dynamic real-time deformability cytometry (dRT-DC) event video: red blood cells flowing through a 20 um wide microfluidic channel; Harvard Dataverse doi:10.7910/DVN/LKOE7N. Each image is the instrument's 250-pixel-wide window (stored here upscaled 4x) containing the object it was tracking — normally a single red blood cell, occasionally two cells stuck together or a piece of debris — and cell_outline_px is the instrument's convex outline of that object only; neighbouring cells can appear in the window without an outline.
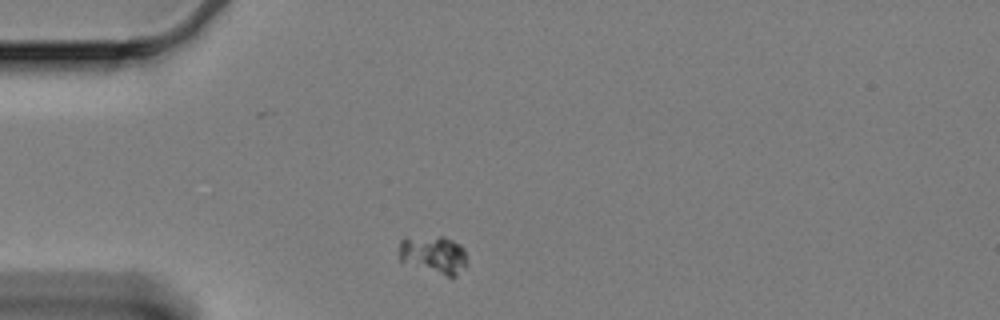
{"species": "Egyptian fruit bat (a non-hibernating species)", "species_latin": "Rousettus aegyptiacus", "temperature_condition": "cold", "stored_images_in_passage": 39, "camera_frame_rate_fps": 3000, "um_per_image_px": 0.085, "animal": {"sex": "female"}, "frame": {"image": 1, "passage_image": 1, "time_ms": 0.0, "image_size_px": [1000, 320], "cell_outline_px": [[468, 264], [452, 280], [400, 264], [400, 240], [404, 236], [444, 236], [460, 244], [464, 248]], "centroid_in_image_um": [36.83, 21.7], "position_along_channel_um": 48.2, "area_um2": 16.3}}
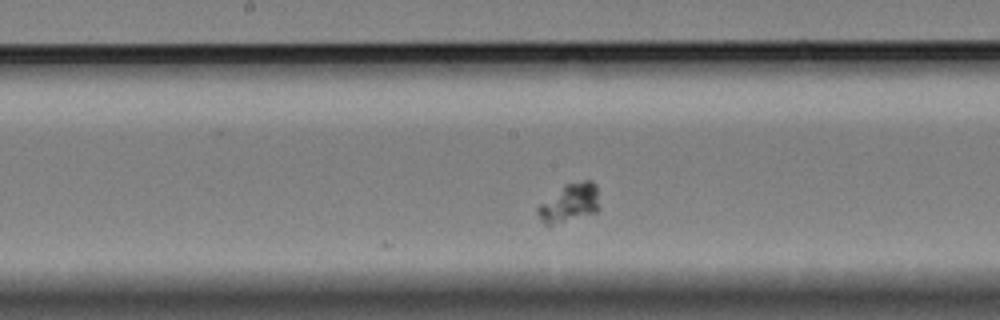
{"frame": {"image": 2, "passage_image": 17, "time_ms": 5.333, "image_size_px": [1000, 320], "cell_outline_px": [[600, 212], [548, 228], [540, 220], [536, 212], [536, 208], [540, 204], [564, 184], [584, 180], [592, 180], [596, 184], [600, 208]], "centroid_in_image_um": [48.42, 17.31], "position_along_channel_um": 199.8, "area_um2": 14.62}}
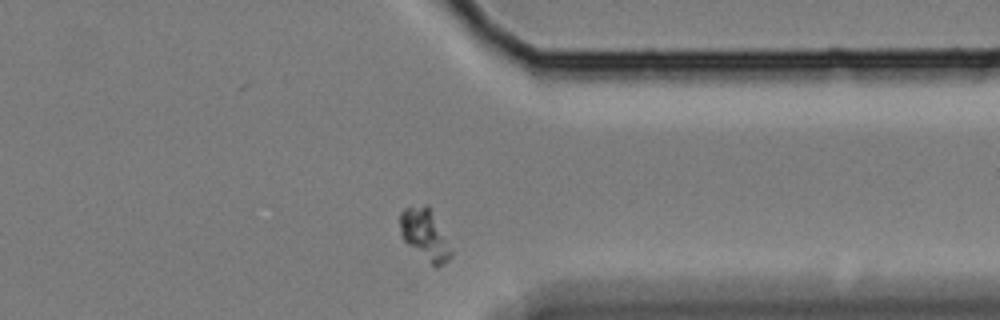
{"frame": {"image": 3, "passage_image": 34, "time_ms": 11.0, "image_size_px": [1000, 320], "cell_outline_px": [[452, 256], [448, 260], [436, 268], [408, 244], [404, 240], [400, 232], [400, 212], [404, 208], [424, 204], [428, 204], [452, 252]], "centroid_in_image_um": [36.09, 19.92], "position_along_channel_um": 375.3, "area_um2": 14.68}}